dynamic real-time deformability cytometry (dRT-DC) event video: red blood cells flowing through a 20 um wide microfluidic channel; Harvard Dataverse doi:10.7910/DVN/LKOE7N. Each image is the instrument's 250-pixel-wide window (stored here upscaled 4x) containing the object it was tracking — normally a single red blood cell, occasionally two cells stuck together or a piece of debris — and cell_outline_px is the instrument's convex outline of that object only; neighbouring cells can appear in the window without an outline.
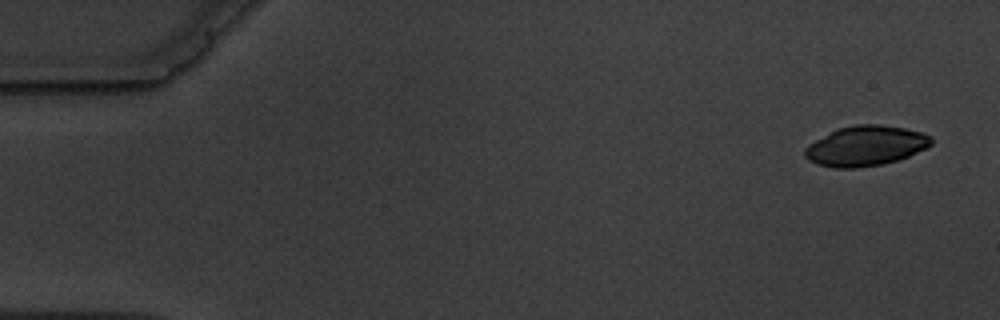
{"species": "common noctule bat (a hibernating species)", "species_latin": "Nyctalus noctula", "temperature_condition": "warm", "stored_images_in_passage": 3, "camera_frame_rate_fps": 3000, "um_per_image_px": 0.085, "animal": {"sex": "male", "body_mass_g": 19.5, "forearm_length_mm": 54.6}, "frame": {"image": 1, "passage_image": 1, "time_ms": 0.0, "image_size_px": [1000, 320], "cell_outline_px": [[932, 144], [908, 156], [896, 160], [880, 164], [856, 168], [836, 168], [820, 164], [808, 160], [804, 156], [804, 148], [808, 144], [836, 128], [856, 124], [880, 124], [904, 128], [920, 132], [932, 136]], "centroid_in_image_um": [73.54, 12.38], "position_along_channel_um": 11.5, "area_um2": 29.36}}